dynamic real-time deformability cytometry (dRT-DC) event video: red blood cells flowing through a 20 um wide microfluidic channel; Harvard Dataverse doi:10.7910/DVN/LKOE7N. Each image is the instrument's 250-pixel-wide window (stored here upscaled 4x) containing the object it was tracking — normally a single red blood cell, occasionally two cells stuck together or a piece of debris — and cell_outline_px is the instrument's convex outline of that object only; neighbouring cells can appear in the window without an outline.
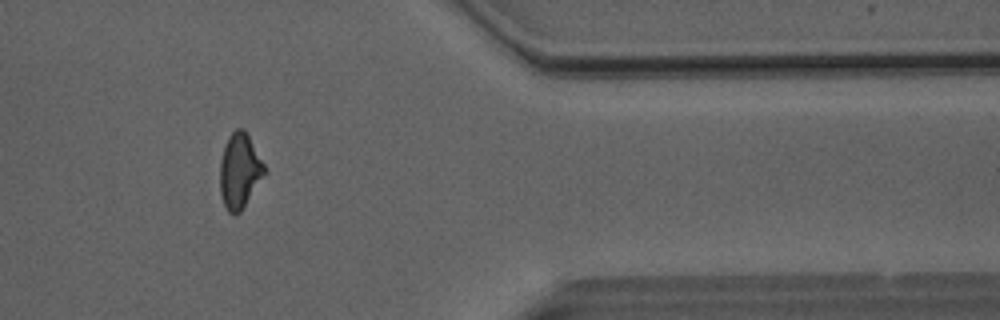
{"species": "Egyptian fruit bat (a non-hibernating species)", "species_latin": "Rousettus aegyptiacus", "temperature_condition": "room temperature", "stored_images_in_passage": 51, "camera_frame_rate_fps": 3000, "um_per_image_px": 0.085, "animal": {"sex": "male"}, "frame": {"image": 1, "passage_image": 42, "time_ms": 13.667, "image_size_px": [1000, 320], "cell_outline_px": [[264, 172], [240, 212], [236, 216], [232, 216], [228, 212], [224, 204], [220, 192], [220, 160], [224, 144], [228, 136], [236, 128], [244, 128], [264, 164]], "centroid_in_image_um": [20.31, 14.5], "position_along_channel_um": 391.1, "area_um2": 19.07}}
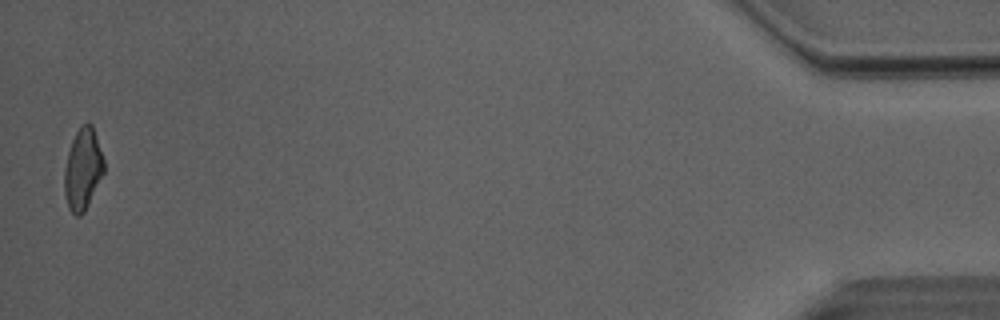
{"frame": {"image": 2, "passage_image": 50, "time_ms": 16.333, "image_size_px": [1000, 320], "cell_outline_px": [[104, 172], [84, 212], [80, 216], [76, 216], [68, 208], [64, 192], [64, 168], [68, 152], [72, 140], [80, 124], [88, 120], [92, 124], [104, 160]], "centroid_in_image_um": [7.03, 14.34], "position_along_channel_um": 428.2, "area_um2": 18.84}, "authors_computed_cell_mechanics": {"area_um2": 19.9988, "velocity_mm_per_s": 4.0873, "shape_relaxation_time_tau1_ms": 7.4666, "shape_relaxation_time_tau2_ms": 1.7367, "deformation_change_tau1": 0.1875, "deformation_change_tau2": 0.0929}}